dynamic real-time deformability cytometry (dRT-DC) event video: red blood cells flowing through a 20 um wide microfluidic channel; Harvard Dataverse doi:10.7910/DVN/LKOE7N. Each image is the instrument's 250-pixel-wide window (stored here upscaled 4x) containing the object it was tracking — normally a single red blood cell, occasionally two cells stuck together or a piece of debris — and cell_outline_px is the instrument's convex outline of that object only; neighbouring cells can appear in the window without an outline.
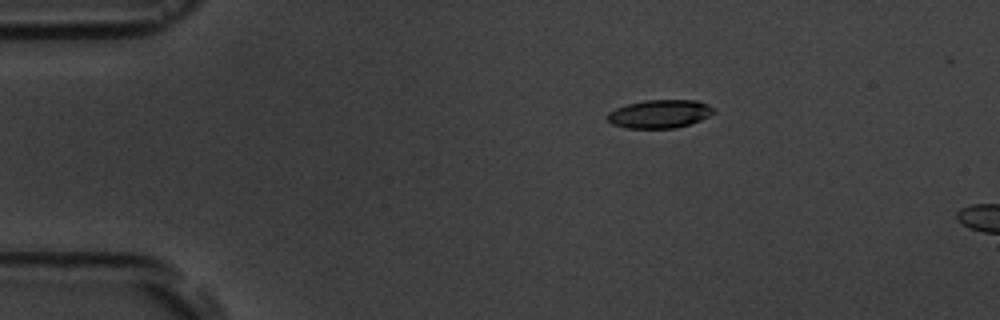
{"species": "common noctule bat (a hibernating species)", "species_latin": "Nyctalus noctula", "temperature_condition": "room temperature", "stored_images_in_passage": 3, "camera_frame_rate_fps": 3000, "um_per_image_px": 0.085, "animal": {"sex": "male", "body_mass_g": 19.5, "forearm_length_mm": 54.6}, "frame": {"image": 1, "passage_image": 1, "time_ms": 0.0, "image_size_px": [1000, 320], "cell_outline_px": [[712, 112], [708, 116], [700, 120], [676, 128], [628, 128], [612, 124], [604, 116], [608, 112], [616, 108], [628, 104], [644, 100], [696, 100], [708, 104], [712, 108]], "centroid_in_image_um": [56.01, 9.68], "position_along_channel_um": 29.0, "area_um2": 17.4}}